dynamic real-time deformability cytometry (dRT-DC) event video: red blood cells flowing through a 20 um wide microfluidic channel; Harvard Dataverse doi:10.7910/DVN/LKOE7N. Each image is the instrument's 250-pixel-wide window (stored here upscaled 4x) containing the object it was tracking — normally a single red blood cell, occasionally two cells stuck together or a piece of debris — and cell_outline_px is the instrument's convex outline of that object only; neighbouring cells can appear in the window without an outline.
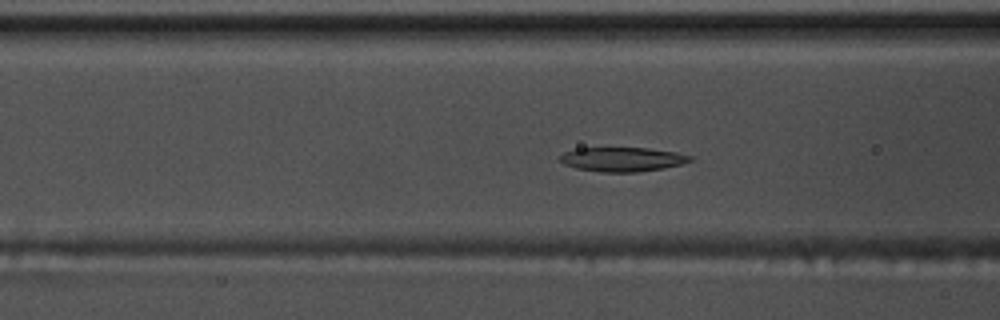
{"species": "common noctule bat (a hibernating species)", "species_latin": "Nyctalus noctula", "temperature_condition": "warm", "stored_images_in_passage": 45, "camera_frame_rate_fps": 3000, "um_per_image_px": 0.085, "animal": {"sex": "male", "body_mass_g": 17.5, "forearm_length_mm": 52.3}, "frame": {"image": 1, "passage_image": 12, "time_ms": 3.667, "image_size_px": [1000, 320], "cell_outline_px": [[692, 160], [680, 164], [664, 168], [636, 172], [600, 172], [576, 168], [564, 164], [556, 160], [556, 156], [564, 152], [576, 148], [648, 148], [676, 152], [692, 156]], "centroid_in_image_um": [52.82, 13.54], "position_along_channel_um": 113.8, "area_um2": 18.55}}
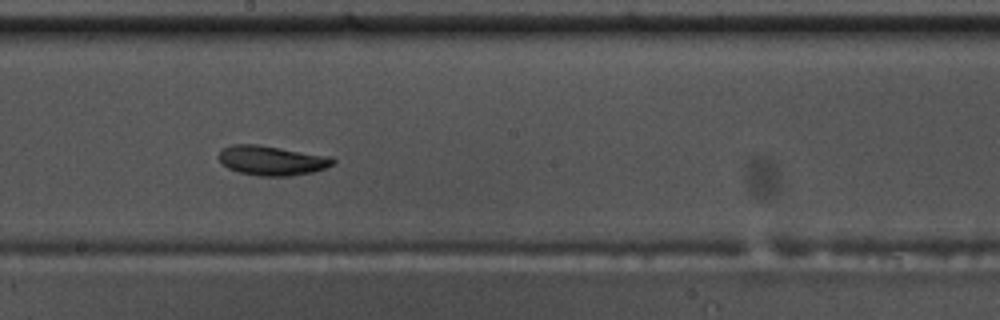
{"frame": {"image": 2, "passage_image": 21, "time_ms": 6.667, "image_size_px": [1000, 320], "cell_outline_px": [[336, 160], [332, 164], [324, 168], [312, 172], [292, 176], [260, 176], [240, 172], [228, 168], [216, 156], [220, 148], [232, 144], [260, 144], [332, 156]], "centroid_in_image_um": [23.09, 13.62], "position_along_channel_um": 225.1, "area_um2": 20.0}}
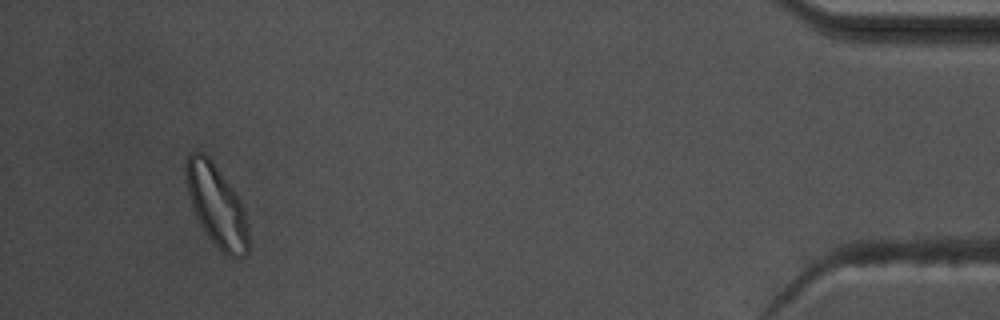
{"frame": {"image": 3, "passage_image": 42, "time_ms": 13.667, "image_size_px": [1000, 320], "cell_outline_px": [[248, 252], [244, 256], [224, 256], [204, 232], [196, 216], [188, 192], [184, 172], [184, 164], [188, 156], [192, 152], [204, 152], [212, 160], [236, 192], [244, 208], [248, 228]], "centroid_in_image_um": [18.41, 17.46], "position_along_channel_um": 416.8, "area_um2": 29.94}, "authors_computed_cell_mechanics": {"area_um2": 19.8832, "velocity_mm_per_s": 3.7262, "shape_relaxation_time_tau1_ms": 4.8514, "shape_relaxation_time_tau2_ms": 5.9334, "deformation_change_tau1": 0.157, "deformation_change_tau2": 0.1182}}